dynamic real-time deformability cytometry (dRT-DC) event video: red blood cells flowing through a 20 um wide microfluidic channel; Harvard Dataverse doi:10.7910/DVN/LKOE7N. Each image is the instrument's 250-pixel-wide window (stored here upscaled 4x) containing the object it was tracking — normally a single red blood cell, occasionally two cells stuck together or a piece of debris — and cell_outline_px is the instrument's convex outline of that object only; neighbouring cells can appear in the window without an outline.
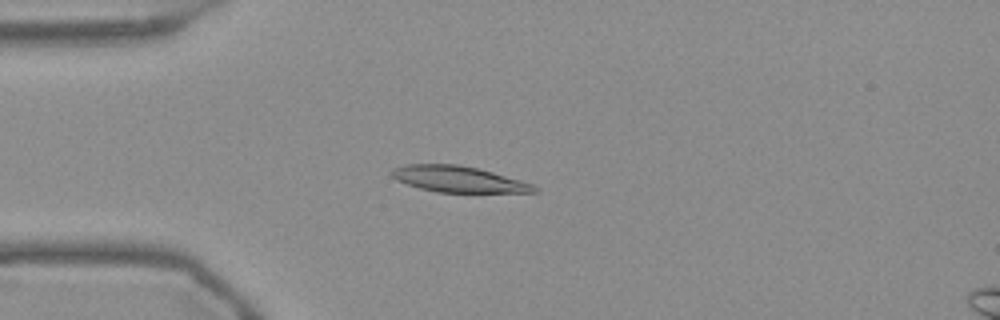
{"species": "Egyptian fruit bat (a non-hibernating species)", "species_latin": "Rousettus aegyptiacus", "temperature_condition": "warm", "stored_images_in_passage": 54, "camera_frame_rate_fps": 3000, "um_per_image_px": 0.085, "frame": {"image": 1, "passage_image": 14, "time_ms": 4.333, "image_size_px": [1000, 320], "cell_outline_px": [[540, 192], [436, 192], [420, 188], [396, 180], [388, 172], [392, 168], [404, 164], [456, 164], [476, 168], [492, 172], [520, 180], [532, 184], [540, 188]], "centroid_in_image_um": [38.93, 15.22], "position_along_channel_um": 46.1, "area_um2": 21.62}}
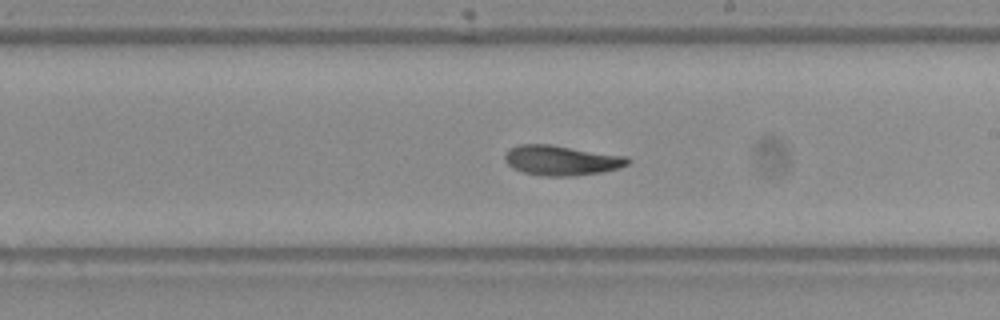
{"frame": {"image": 2, "passage_image": 31, "time_ms": 10.0, "image_size_px": [1000, 320], "cell_outline_px": [[632, 160], [628, 164], [620, 168], [600, 172], [572, 176], [544, 176], [524, 172], [512, 168], [504, 160], [504, 152], [508, 148], [520, 144], [552, 144], [628, 156]], "centroid_in_image_um": [47.72, 13.61], "position_along_channel_um": 241.3, "area_um2": 21.79}}
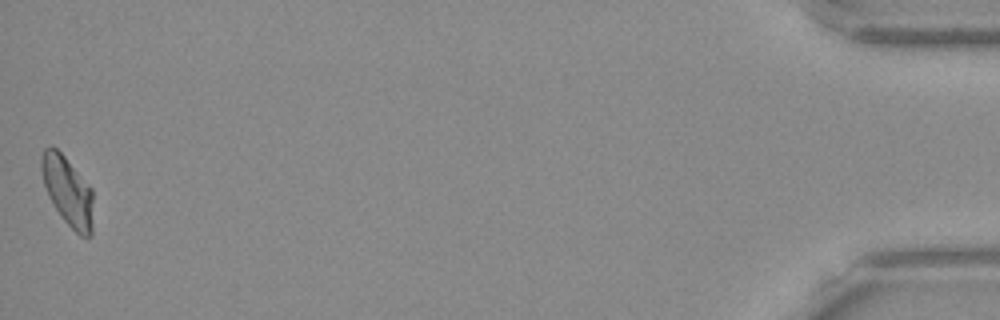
{"frame": {"image": 3, "passage_image": 54, "time_ms": 17.667, "image_size_px": [1000, 320], "cell_outline_px": [[92, 236], [80, 236], [64, 220], [48, 196], [44, 184], [40, 168], [40, 156], [44, 148], [52, 144], [64, 156], [92, 188]], "centroid_in_image_um": [5.73, 16.2], "position_along_channel_um": 429.5, "area_um2": 20.81}, "authors_computed_cell_mechanics": {"area_um2": 21.4438, "velocity_mm_per_s": 3.7239, "shape_relaxation_time_tau1_ms": 9.5063, "shape_relaxation_time_tau2_ms": 3.4843, "deformation_change_tau1": 0.2101, "deformation_change_tau2": 0.094}}